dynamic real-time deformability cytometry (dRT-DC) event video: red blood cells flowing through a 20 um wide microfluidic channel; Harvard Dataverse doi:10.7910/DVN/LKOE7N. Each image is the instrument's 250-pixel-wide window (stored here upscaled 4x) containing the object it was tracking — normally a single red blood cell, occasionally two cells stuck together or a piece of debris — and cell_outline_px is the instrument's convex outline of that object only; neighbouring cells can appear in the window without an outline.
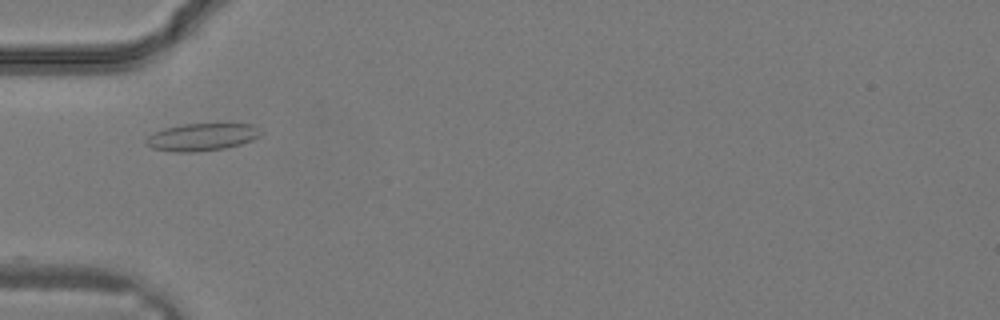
{"species": "common noctule bat (a hibernating species)", "species_latin": "Nyctalus noctula", "temperature_condition": "warm", "stored_images_in_passage": 25, "camera_frame_rate_fps": 3000, "um_per_image_px": 0.085, "animal": {"sex": "male", "body_mass_g": 19.2, "forearm_length_mm": 51.8}, "frame": {"image": 1, "passage_image": 4, "time_ms": 1.0, "image_size_px": [1000, 320], "cell_outline_px": [[264, 132], [260, 136], [252, 140], [240, 144], [224, 148], [196, 152], [176, 152], [152, 148], [144, 140], [148, 136], [164, 128], [184, 124], [252, 124]], "centroid_in_image_um": [17.19, 11.65], "position_along_channel_um": 67.8, "area_um2": 18.21}}
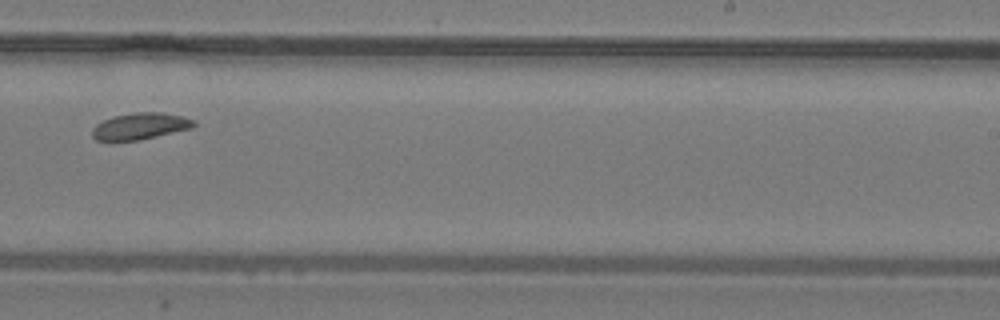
{"frame": {"image": 2, "passage_image": 14, "time_ms": 4.333, "image_size_px": [1000, 320], "cell_outline_px": [[196, 124], [192, 128], [140, 140], [96, 140], [92, 136], [92, 128], [96, 124], [112, 116], [136, 112], [160, 112], [184, 116], [192, 120]], "centroid_in_image_um": [11.91, 10.71], "position_along_channel_um": 277.1, "area_um2": 15.66}}
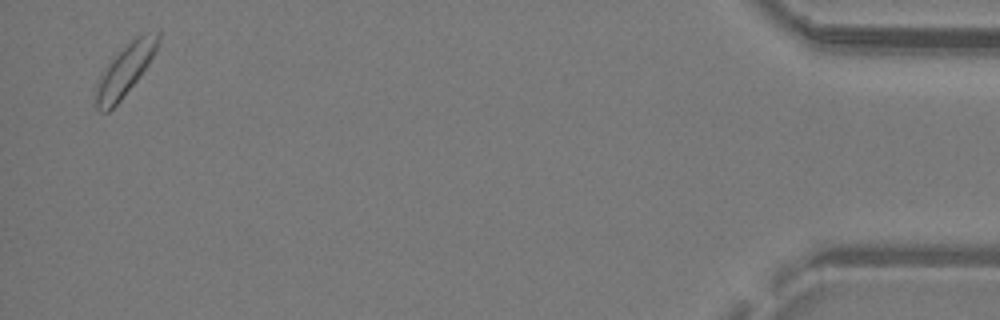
{"frame": {"image": 3, "passage_image": 25, "time_ms": 8.0, "image_size_px": [1000, 320], "cell_outline_px": [[160, 36], [156, 52], [148, 64], [136, 80], [120, 100], [108, 112], [100, 112], [96, 108], [96, 88], [100, 76], [108, 64], [136, 36], [160, 32]], "centroid_in_image_um": [10.62, 6.0], "position_along_channel_um": 424.6, "area_um2": 17.69}}